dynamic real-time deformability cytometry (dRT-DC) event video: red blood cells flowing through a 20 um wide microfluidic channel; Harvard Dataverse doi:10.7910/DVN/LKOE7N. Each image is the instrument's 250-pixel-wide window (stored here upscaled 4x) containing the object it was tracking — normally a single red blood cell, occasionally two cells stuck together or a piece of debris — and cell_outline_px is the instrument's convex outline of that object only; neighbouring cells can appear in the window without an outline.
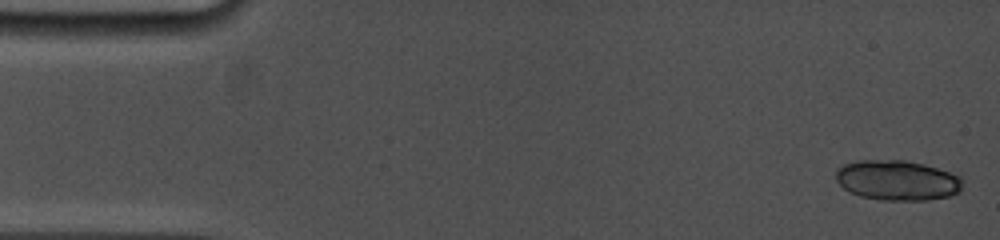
{"species": "common noctule bat (a hibernating species)", "species_latin": "Nyctalus noctula", "temperature_condition": "cold", "stored_images_in_passage": 16, "camera_frame_rate_fps": 5000, "um_per_image_px": 0.085, "animal": {"sex": "female", "body_mass_g": 19.0, "forearm_length_mm": 53.3}, "frame": {"image": 1, "passage_image": 1, "time_ms": 0.0, "image_size_px": [1000, 240], "cell_outline_px": [[960, 192], [952, 196], [928, 200], [880, 200], [860, 196], [844, 188], [836, 180], [836, 168], [844, 164], [860, 160], [904, 160], [924, 164], [960, 176]], "centroid_in_image_um": [76.25, 15.33], "position_along_channel_um": 8.7, "area_um2": 29.54}}